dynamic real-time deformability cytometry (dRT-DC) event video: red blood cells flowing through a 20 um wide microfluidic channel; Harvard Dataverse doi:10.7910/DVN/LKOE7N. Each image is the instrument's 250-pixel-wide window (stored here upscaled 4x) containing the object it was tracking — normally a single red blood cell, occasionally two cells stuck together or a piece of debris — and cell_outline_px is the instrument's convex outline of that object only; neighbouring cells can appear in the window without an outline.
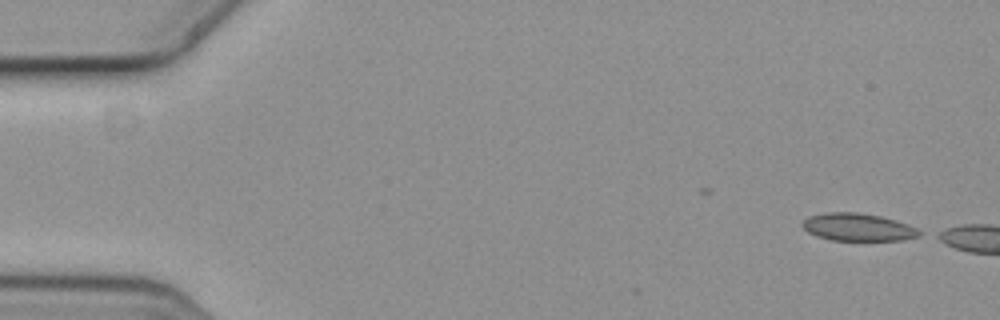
{"species": "common noctule bat (a hibernating species)", "species_latin": "Nyctalus noctula", "temperature_condition": "cold", "stored_images_in_passage": 2, "camera_frame_rate_fps": 3000, "um_per_image_px": 0.085, "animal": {"sex": "female", "body_mass_g": 19.3, "forearm_length_mm": 54.1}, "frame": {"image": 1, "passage_image": 1, "time_ms": 0.0, "image_size_px": [1000, 320], "cell_outline_px": [[924, 232], [920, 236], [904, 240], [828, 240], [816, 236], [808, 232], [800, 224], [808, 216], [824, 212], [856, 212], [880, 216], [896, 220], [908, 224]], "centroid_in_image_um": [72.93, 19.31], "position_along_channel_um": 12.1, "area_um2": 19.02}}